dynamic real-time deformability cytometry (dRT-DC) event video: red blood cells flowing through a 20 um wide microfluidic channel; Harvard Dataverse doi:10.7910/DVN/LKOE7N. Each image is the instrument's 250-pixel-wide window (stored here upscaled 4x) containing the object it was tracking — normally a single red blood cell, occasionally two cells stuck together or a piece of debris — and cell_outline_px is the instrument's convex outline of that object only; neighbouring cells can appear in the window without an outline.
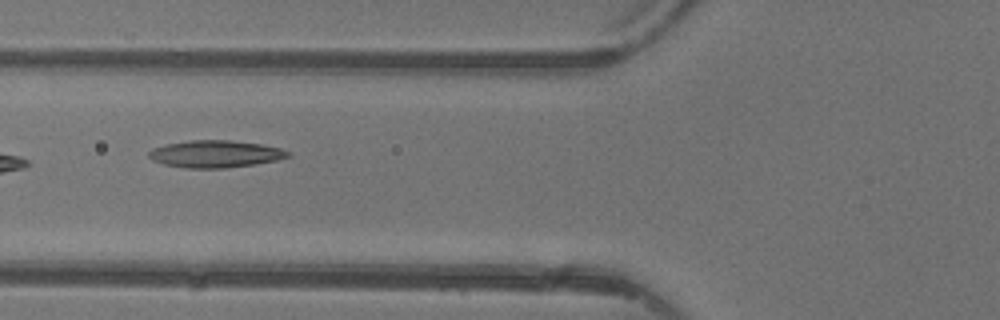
{"species": "common noctule bat (a hibernating species)", "species_latin": "Nyctalus noctula", "temperature_condition": "warm", "stored_images_in_passage": 5, "camera_frame_rate_fps": 3000, "um_per_image_px": 0.085, "animal": {"sex": "female"}, "frame": {"image": 1, "passage_image": 5, "time_ms": 5.667, "image_size_px": [1000, 320], "cell_outline_px": [[292, 156], [276, 160], [252, 164], [224, 168], [184, 168], [164, 164], [152, 160], [148, 156], [148, 152], [152, 148], [168, 144], [188, 140], [232, 140], [260, 144], [280, 148], [292, 152]], "centroid_in_image_um": [18.3, 13.08], "position_along_channel_um": 107.5, "area_um2": 22.02}}